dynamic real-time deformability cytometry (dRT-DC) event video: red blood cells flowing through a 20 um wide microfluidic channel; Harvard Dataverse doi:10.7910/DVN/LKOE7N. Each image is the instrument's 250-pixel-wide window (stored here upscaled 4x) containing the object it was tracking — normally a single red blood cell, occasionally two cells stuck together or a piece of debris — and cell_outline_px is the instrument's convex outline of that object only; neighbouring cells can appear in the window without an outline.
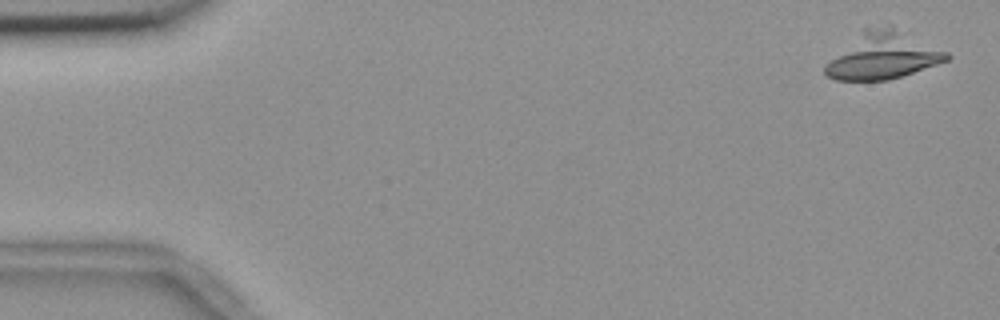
{"species": "common noctule bat (a hibernating species)", "species_latin": "Nyctalus noctula", "temperature_condition": "room temperature", "stored_images_in_passage": 4, "camera_frame_rate_fps": 3000, "um_per_image_px": 0.085, "animal": {"sex": "female", "body_mass_g": 18.4}, "frame": {"image": 1, "passage_image": 1, "time_ms": 0.0, "image_size_px": [1000, 320], "cell_outline_px": [[952, 56], [948, 60], [888, 80], [836, 80], [828, 76], [824, 72], [824, 64], [864, 28], [892, 24], [948, 52]], "centroid_in_image_um": [75.06, 4.7], "position_along_channel_um": 9.9, "area_um2": 33.23}}
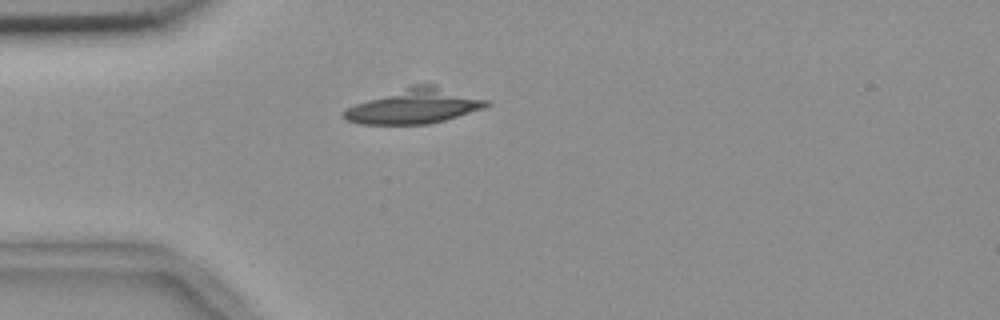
{"frame": {"image": 2, "passage_image": 4, "time_ms": 1.0, "image_size_px": [1000, 320], "cell_outline_px": [[492, 104], [484, 108], [444, 120], [428, 124], [360, 124], [348, 120], [344, 116], [344, 112], [348, 108], [356, 104], [412, 84], [436, 84], [488, 100]], "centroid_in_image_um": [35.29, 9.01], "position_along_channel_um": 49.7, "area_um2": 28.67}}